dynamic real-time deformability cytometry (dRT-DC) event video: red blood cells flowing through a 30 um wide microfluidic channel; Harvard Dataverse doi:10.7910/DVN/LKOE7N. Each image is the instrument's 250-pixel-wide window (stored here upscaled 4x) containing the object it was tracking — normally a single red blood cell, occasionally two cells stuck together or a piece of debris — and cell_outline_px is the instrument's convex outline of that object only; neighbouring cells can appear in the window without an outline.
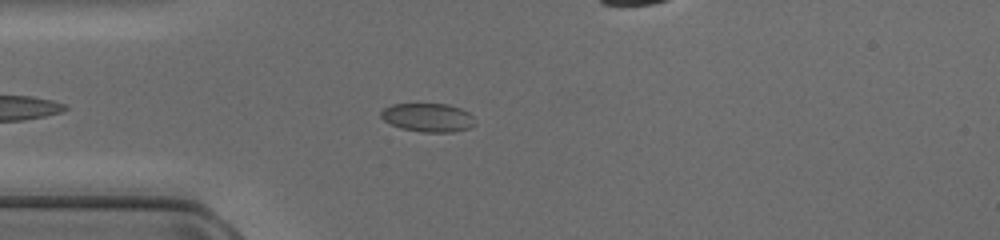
{"species": "common noctule bat (a hibernating species)", "species_latin": "Nyctalus noctula", "temperature_condition": "cold", "stored_images_in_passage": 36, "segment_of_instrument_passage": [1, 2], "camera_frame_rate_fps": 3000, "um_per_image_px": 0.085, "animal": {"sex": "female", "body_mass_g": 17.0, "forearm_length_mm": 48.0}, "frame": {"image": 1, "passage_image": 2, "time_ms": 0.333, "image_size_px": [1000, 240], "cell_outline_px": [[476, 124], [468, 128], [452, 132], [420, 132], [400, 128], [384, 120], [380, 116], [380, 112], [384, 108], [392, 104], [448, 104], [460, 108], [468, 112], [472, 116]], "centroid_in_image_um": [36.37, 9.99], "position_along_channel_um": 48.6, "area_um2": 15.66}}
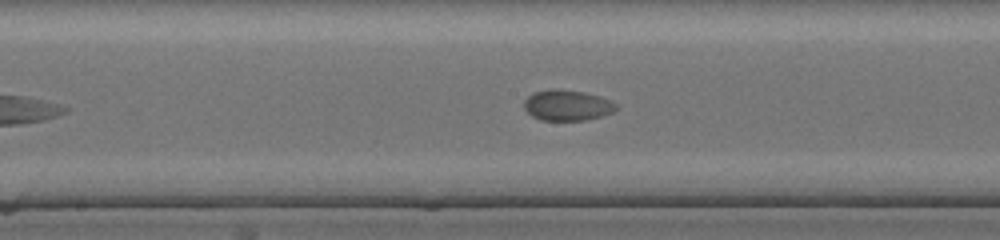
{"frame": {"image": 2, "passage_image": 14, "time_ms": 4.333, "image_size_px": [1000, 240], "cell_outline_px": [[616, 108], [612, 112], [600, 116], [584, 120], [540, 120], [532, 116], [524, 108], [524, 100], [532, 92], [548, 88], [556, 88], [584, 92], [600, 96], [612, 100], [616, 104]], "centroid_in_image_um": [48.18, 8.92], "position_along_channel_um": 200.0, "area_um2": 16.59}}
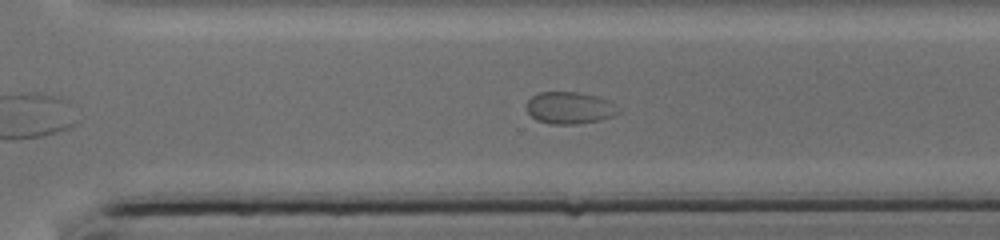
{"frame": {"image": 3, "passage_image": 23, "time_ms": 7.333, "image_size_px": [1000, 240], "cell_outline_px": [[620, 108], [612, 116], [600, 120], [576, 124], [548, 124], [536, 120], [528, 112], [524, 104], [532, 96], [540, 92], [576, 92], [596, 96], [608, 100]], "centroid_in_image_um": [48.37, 9.17], "position_along_channel_um": 322.2, "area_um2": 17.11}}